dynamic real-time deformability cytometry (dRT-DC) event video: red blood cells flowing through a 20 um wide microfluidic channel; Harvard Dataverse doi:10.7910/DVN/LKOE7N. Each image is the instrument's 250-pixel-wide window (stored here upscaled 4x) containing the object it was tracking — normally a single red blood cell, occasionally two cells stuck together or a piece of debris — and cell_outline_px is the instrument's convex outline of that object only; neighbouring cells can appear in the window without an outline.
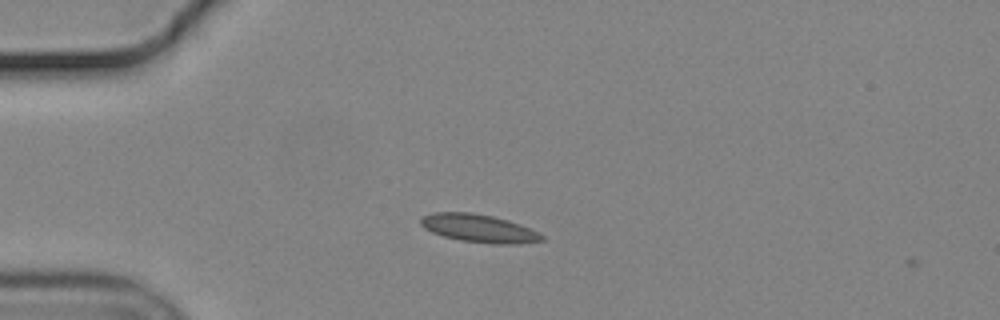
{"species": "common noctule bat (a hibernating species)", "species_latin": "Nyctalus noctula", "temperature_condition": "cold", "stored_images_in_passage": 2, "camera_frame_rate_fps": 3000, "um_per_image_px": 0.085, "animal": {"sex": "male", "body_mass_g": 19.2, "forearm_length_mm": 51.8}, "frame": {"image": 1, "passage_image": 1, "time_ms": 0.0, "image_size_px": [1000, 320], "cell_outline_px": [[544, 240], [516, 244], [492, 244], [460, 240], [444, 236], [432, 232], [424, 228], [420, 224], [420, 220], [424, 216], [436, 212], [472, 212], [492, 216], [508, 220], [520, 224], [544, 236]], "centroid_in_image_um": [40.69, 19.41], "position_along_channel_um": 44.3, "area_um2": 19.59}}